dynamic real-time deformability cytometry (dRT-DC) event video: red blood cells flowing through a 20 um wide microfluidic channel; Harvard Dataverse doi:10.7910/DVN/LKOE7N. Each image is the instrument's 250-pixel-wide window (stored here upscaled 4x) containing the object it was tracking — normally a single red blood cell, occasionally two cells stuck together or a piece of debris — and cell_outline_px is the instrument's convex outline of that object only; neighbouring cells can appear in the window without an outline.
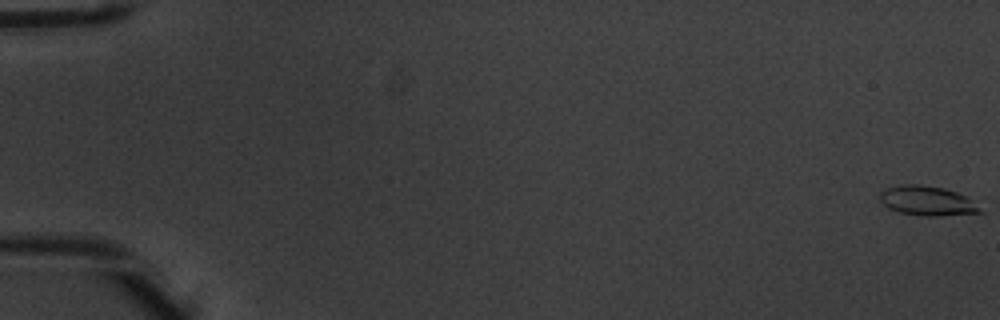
{"species": "common noctule bat (a hibernating species)", "species_latin": "Nyctalus noctula", "temperature_condition": "warm", "stored_images_in_passage": 6, "camera_frame_rate_fps": 3000, "um_per_image_px": 0.085, "animal": {"sex": "male", "body_mass_g": 20.1, "forearm_length_mm": 53.5}, "frame": {"image": 1, "passage_image": 1, "time_ms": 0.0, "image_size_px": [1000, 320], "cell_outline_px": [[984, 212], [940, 216], [924, 216], [900, 212], [888, 208], [880, 200], [880, 192], [888, 188], [900, 184], [920, 184], [944, 188], [956, 192], [964, 196]], "centroid_in_image_um": [78.77, 17.07], "position_along_channel_um": 6.2, "area_um2": 16.99}}